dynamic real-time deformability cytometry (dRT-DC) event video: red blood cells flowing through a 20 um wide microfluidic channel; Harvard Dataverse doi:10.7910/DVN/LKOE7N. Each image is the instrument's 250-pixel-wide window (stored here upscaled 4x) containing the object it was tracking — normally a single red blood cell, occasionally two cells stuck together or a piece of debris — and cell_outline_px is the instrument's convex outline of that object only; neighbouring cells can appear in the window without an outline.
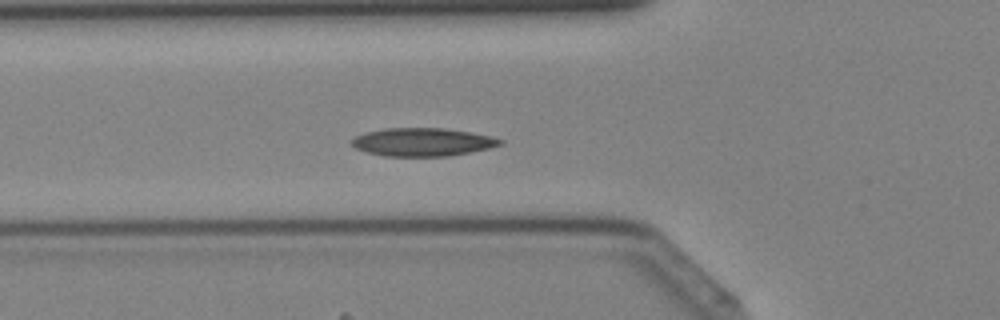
{"species": "Egyptian fruit bat (a non-hibernating species)", "species_latin": "Rousettus aegyptiacus", "temperature_condition": "cold", "stored_images_in_passage": 38, "camera_frame_rate_fps": 3000, "um_per_image_px": 0.085, "animal": {"sex": "female"}, "frame": {"image": 1, "passage_image": 11, "time_ms": 3.333, "image_size_px": [1000, 320], "cell_outline_px": [[504, 144], [488, 148], [448, 156], [384, 156], [368, 152], [356, 148], [352, 144], [352, 140], [356, 136], [364, 132], [388, 128], [444, 128], [472, 132], [492, 136], [504, 140]], "centroid_in_image_um": [35.95, 12.06], "position_along_channel_um": 89.8, "area_um2": 24.28}}
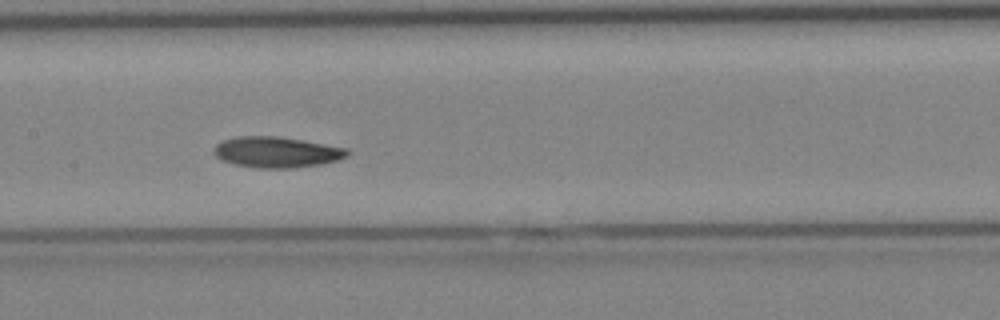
{"frame": {"image": 2, "passage_image": 17, "time_ms": 5.333, "image_size_px": [1000, 320], "cell_outline_px": [[352, 152], [348, 156], [340, 160], [320, 164], [296, 168], [260, 168], [236, 164], [224, 160], [216, 156], [212, 152], [212, 148], [216, 144], [224, 140], [236, 136], [280, 136], [348, 148]], "centroid_in_image_um": [23.56, 12.92], "position_along_channel_um": 183.8, "area_um2": 24.16}}
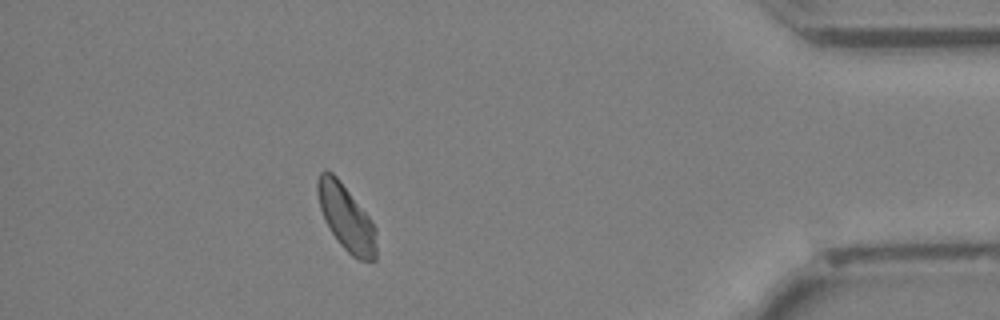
{"frame": {"image": 3, "passage_image": 34, "time_ms": 11.0, "image_size_px": [1000, 320], "cell_outline_px": [[376, 260], [360, 260], [352, 256], [340, 244], [324, 220], [320, 208], [316, 192], [316, 180], [320, 172], [324, 168], [332, 172], [340, 180], [368, 216], [376, 228]], "centroid_in_image_um": [29.4, 18.47], "position_along_channel_um": 405.8, "area_um2": 22.54}}